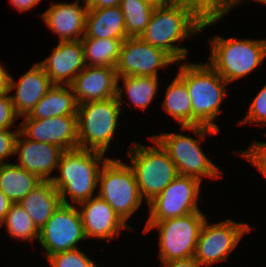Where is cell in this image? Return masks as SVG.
Wrapping results in <instances>:
<instances>
[{
  "mask_svg": "<svg viewBox=\"0 0 266 267\" xmlns=\"http://www.w3.org/2000/svg\"><path fill=\"white\" fill-rule=\"evenodd\" d=\"M210 40L211 55L208 64L228 83L248 75L266 57V39L241 40L217 36Z\"/></svg>",
  "mask_w": 266,
  "mask_h": 267,
  "instance_id": "cell-5",
  "label": "cell"
},
{
  "mask_svg": "<svg viewBox=\"0 0 266 267\" xmlns=\"http://www.w3.org/2000/svg\"><path fill=\"white\" fill-rule=\"evenodd\" d=\"M52 86L50 78L39 63H35L19 82L9 74L8 92L16 89V94L11 96L16 114L19 117L28 115Z\"/></svg>",
  "mask_w": 266,
  "mask_h": 267,
  "instance_id": "cell-19",
  "label": "cell"
},
{
  "mask_svg": "<svg viewBox=\"0 0 266 267\" xmlns=\"http://www.w3.org/2000/svg\"><path fill=\"white\" fill-rule=\"evenodd\" d=\"M61 203L59 191L51 181H42L18 202L38 230L46 224Z\"/></svg>",
  "mask_w": 266,
  "mask_h": 267,
  "instance_id": "cell-23",
  "label": "cell"
},
{
  "mask_svg": "<svg viewBox=\"0 0 266 267\" xmlns=\"http://www.w3.org/2000/svg\"><path fill=\"white\" fill-rule=\"evenodd\" d=\"M201 182L193 177L178 175L150 202L147 223H156L200 211L197 206Z\"/></svg>",
  "mask_w": 266,
  "mask_h": 267,
  "instance_id": "cell-10",
  "label": "cell"
},
{
  "mask_svg": "<svg viewBox=\"0 0 266 267\" xmlns=\"http://www.w3.org/2000/svg\"><path fill=\"white\" fill-rule=\"evenodd\" d=\"M8 78L9 74L0 64V95L8 92Z\"/></svg>",
  "mask_w": 266,
  "mask_h": 267,
  "instance_id": "cell-40",
  "label": "cell"
},
{
  "mask_svg": "<svg viewBox=\"0 0 266 267\" xmlns=\"http://www.w3.org/2000/svg\"><path fill=\"white\" fill-rule=\"evenodd\" d=\"M87 10V4L81 7L79 0L74 3H55L41 17L59 35V41H76L84 37Z\"/></svg>",
  "mask_w": 266,
  "mask_h": 267,
  "instance_id": "cell-20",
  "label": "cell"
},
{
  "mask_svg": "<svg viewBox=\"0 0 266 267\" xmlns=\"http://www.w3.org/2000/svg\"><path fill=\"white\" fill-rule=\"evenodd\" d=\"M124 40L83 37L81 43L84 49L85 65L115 68Z\"/></svg>",
  "mask_w": 266,
  "mask_h": 267,
  "instance_id": "cell-26",
  "label": "cell"
},
{
  "mask_svg": "<svg viewBox=\"0 0 266 267\" xmlns=\"http://www.w3.org/2000/svg\"><path fill=\"white\" fill-rule=\"evenodd\" d=\"M63 151L62 148L55 144L28 139L19 131L14 150V155L19 153V163L15 164L37 175L42 181H51L54 176H50V174L57 169Z\"/></svg>",
  "mask_w": 266,
  "mask_h": 267,
  "instance_id": "cell-15",
  "label": "cell"
},
{
  "mask_svg": "<svg viewBox=\"0 0 266 267\" xmlns=\"http://www.w3.org/2000/svg\"><path fill=\"white\" fill-rule=\"evenodd\" d=\"M20 131L38 142L55 144L65 150L78 148L77 115H65L45 119L23 116Z\"/></svg>",
  "mask_w": 266,
  "mask_h": 267,
  "instance_id": "cell-14",
  "label": "cell"
},
{
  "mask_svg": "<svg viewBox=\"0 0 266 267\" xmlns=\"http://www.w3.org/2000/svg\"><path fill=\"white\" fill-rule=\"evenodd\" d=\"M20 128L15 132H11L9 129H0V164L6 163L9 156L14 154L15 141Z\"/></svg>",
  "mask_w": 266,
  "mask_h": 267,
  "instance_id": "cell-35",
  "label": "cell"
},
{
  "mask_svg": "<svg viewBox=\"0 0 266 267\" xmlns=\"http://www.w3.org/2000/svg\"><path fill=\"white\" fill-rule=\"evenodd\" d=\"M123 81V87L117 85V99L122 103V93L125 90L128 99L134 104V107L144 109L154 99L158 89V77L153 76H118Z\"/></svg>",
  "mask_w": 266,
  "mask_h": 267,
  "instance_id": "cell-27",
  "label": "cell"
},
{
  "mask_svg": "<svg viewBox=\"0 0 266 267\" xmlns=\"http://www.w3.org/2000/svg\"><path fill=\"white\" fill-rule=\"evenodd\" d=\"M203 23L179 0L156 5L144 33L140 36L154 47L163 49L176 62L186 58L187 49L174 43L203 30Z\"/></svg>",
  "mask_w": 266,
  "mask_h": 267,
  "instance_id": "cell-1",
  "label": "cell"
},
{
  "mask_svg": "<svg viewBox=\"0 0 266 267\" xmlns=\"http://www.w3.org/2000/svg\"><path fill=\"white\" fill-rule=\"evenodd\" d=\"M12 5L19 11H27L33 8L41 0H9Z\"/></svg>",
  "mask_w": 266,
  "mask_h": 267,
  "instance_id": "cell-38",
  "label": "cell"
},
{
  "mask_svg": "<svg viewBox=\"0 0 266 267\" xmlns=\"http://www.w3.org/2000/svg\"><path fill=\"white\" fill-rule=\"evenodd\" d=\"M12 204L9 198L0 190V224L4 220Z\"/></svg>",
  "mask_w": 266,
  "mask_h": 267,
  "instance_id": "cell-39",
  "label": "cell"
},
{
  "mask_svg": "<svg viewBox=\"0 0 266 267\" xmlns=\"http://www.w3.org/2000/svg\"><path fill=\"white\" fill-rule=\"evenodd\" d=\"M121 105L117 97L78 104V148L105 154L119 123Z\"/></svg>",
  "mask_w": 266,
  "mask_h": 267,
  "instance_id": "cell-6",
  "label": "cell"
},
{
  "mask_svg": "<svg viewBox=\"0 0 266 267\" xmlns=\"http://www.w3.org/2000/svg\"><path fill=\"white\" fill-rule=\"evenodd\" d=\"M88 8H107L120 6L121 0H83Z\"/></svg>",
  "mask_w": 266,
  "mask_h": 267,
  "instance_id": "cell-37",
  "label": "cell"
},
{
  "mask_svg": "<svg viewBox=\"0 0 266 267\" xmlns=\"http://www.w3.org/2000/svg\"><path fill=\"white\" fill-rule=\"evenodd\" d=\"M115 68L86 66L70 85L77 104L106 100L117 95Z\"/></svg>",
  "mask_w": 266,
  "mask_h": 267,
  "instance_id": "cell-18",
  "label": "cell"
},
{
  "mask_svg": "<svg viewBox=\"0 0 266 267\" xmlns=\"http://www.w3.org/2000/svg\"><path fill=\"white\" fill-rule=\"evenodd\" d=\"M162 264L164 265L162 267H201L200 263L195 259V257L172 260Z\"/></svg>",
  "mask_w": 266,
  "mask_h": 267,
  "instance_id": "cell-36",
  "label": "cell"
},
{
  "mask_svg": "<svg viewBox=\"0 0 266 267\" xmlns=\"http://www.w3.org/2000/svg\"><path fill=\"white\" fill-rule=\"evenodd\" d=\"M47 258L51 264L49 267H97L79 248L58 252Z\"/></svg>",
  "mask_w": 266,
  "mask_h": 267,
  "instance_id": "cell-31",
  "label": "cell"
},
{
  "mask_svg": "<svg viewBox=\"0 0 266 267\" xmlns=\"http://www.w3.org/2000/svg\"><path fill=\"white\" fill-rule=\"evenodd\" d=\"M162 105L165 112L181 124V130L193 131L200 139H205L208 132H219L205 126L192 127L191 99L186 84L178 76L169 84Z\"/></svg>",
  "mask_w": 266,
  "mask_h": 267,
  "instance_id": "cell-21",
  "label": "cell"
},
{
  "mask_svg": "<svg viewBox=\"0 0 266 267\" xmlns=\"http://www.w3.org/2000/svg\"><path fill=\"white\" fill-rule=\"evenodd\" d=\"M84 37L126 39L127 32L120 6L88 8Z\"/></svg>",
  "mask_w": 266,
  "mask_h": 267,
  "instance_id": "cell-22",
  "label": "cell"
},
{
  "mask_svg": "<svg viewBox=\"0 0 266 267\" xmlns=\"http://www.w3.org/2000/svg\"><path fill=\"white\" fill-rule=\"evenodd\" d=\"M53 85L70 86L86 65L81 40L59 41L52 54L39 62Z\"/></svg>",
  "mask_w": 266,
  "mask_h": 267,
  "instance_id": "cell-16",
  "label": "cell"
},
{
  "mask_svg": "<svg viewBox=\"0 0 266 267\" xmlns=\"http://www.w3.org/2000/svg\"><path fill=\"white\" fill-rule=\"evenodd\" d=\"M202 23V28L215 24L241 0H179Z\"/></svg>",
  "mask_w": 266,
  "mask_h": 267,
  "instance_id": "cell-29",
  "label": "cell"
},
{
  "mask_svg": "<svg viewBox=\"0 0 266 267\" xmlns=\"http://www.w3.org/2000/svg\"><path fill=\"white\" fill-rule=\"evenodd\" d=\"M9 92L0 95V129H9L14 125V120L19 116L13 107L11 95Z\"/></svg>",
  "mask_w": 266,
  "mask_h": 267,
  "instance_id": "cell-34",
  "label": "cell"
},
{
  "mask_svg": "<svg viewBox=\"0 0 266 267\" xmlns=\"http://www.w3.org/2000/svg\"><path fill=\"white\" fill-rule=\"evenodd\" d=\"M80 216L85 237L113 239L122 229H131L115 213L112 207L97 194L86 201L80 202Z\"/></svg>",
  "mask_w": 266,
  "mask_h": 267,
  "instance_id": "cell-17",
  "label": "cell"
},
{
  "mask_svg": "<svg viewBox=\"0 0 266 267\" xmlns=\"http://www.w3.org/2000/svg\"><path fill=\"white\" fill-rule=\"evenodd\" d=\"M155 145L145 146L134 142L128 149L133 170L141 197L150 202L161 193L178 175L176 165L166 150L152 136L149 138Z\"/></svg>",
  "mask_w": 266,
  "mask_h": 267,
  "instance_id": "cell-4",
  "label": "cell"
},
{
  "mask_svg": "<svg viewBox=\"0 0 266 267\" xmlns=\"http://www.w3.org/2000/svg\"><path fill=\"white\" fill-rule=\"evenodd\" d=\"M150 1H152L156 5H159V4L170 3V2H173V1H176V0H150Z\"/></svg>",
  "mask_w": 266,
  "mask_h": 267,
  "instance_id": "cell-41",
  "label": "cell"
},
{
  "mask_svg": "<svg viewBox=\"0 0 266 267\" xmlns=\"http://www.w3.org/2000/svg\"><path fill=\"white\" fill-rule=\"evenodd\" d=\"M189 92L192 105V127L205 126L219 131L214 123L226 93L225 81L208 63L182 64L177 75Z\"/></svg>",
  "mask_w": 266,
  "mask_h": 267,
  "instance_id": "cell-2",
  "label": "cell"
},
{
  "mask_svg": "<svg viewBox=\"0 0 266 267\" xmlns=\"http://www.w3.org/2000/svg\"><path fill=\"white\" fill-rule=\"evenodd\" d=\"M166 150L180 175L202 181V177L217 179L222 172L201 150L199 139L184 134L163 133L152 136Z\"/></svg>",
  "mask_w": 266,
  "mask_h": 267,
  "instance_id": "cell-9",
  "label": "cell"
},
{
  "mask_svg": "<svg viewBox=\"0 0 266 267\" xmlns=\"http://www.w3.org/2000/svg\"><path fill=\"white\" fill-rule=\"evenodd\" d=\"M77 102L71 86L53 85L34 106L28 116L32 119L77 115Z\"/></svg>",
  "mask_w": 266,
  "mask_h": 267,
  "instance_id": "cell-24",
  "label": "cell"
},
{
  "mask_svg": "<svg viewBox=\"0 0 266 267\" xmlns=\"http://www.w3.org/2000/svg\"><path fill=\"white\" fill-rule=\"evenodd\" d=\"M5 225L8 233L16 239L31 240L39 239V230L33 224L26 210L18 203L10 206L0 227Z\"/></svg>",
  "mask_w": 266,
  "mask_h": 267,
  "instance_id": "cell-30",
  "label": "cell"
},
{
  "mask_svg": "<svg viewBox=\"0 0 266 267\" xmlns=\"http://www.w3.org/2000/svg\"><path fill=\"white\" fill-rule=\"evenodd\" d=\"M239 155L252 163L266 177V142H253L247 150L239 151Z\"/></svg>",
  "mask_w": 266,
  "mask_h": 267,
  "instance_id": "cell-33",
  "label": "cell"
},
{
  "mask_svg": "<svg viewBox=\"0 0 266 267\" xmlns=\"http://www.w3.org/2000/svg\"><path fill=\"white\" fill-rule=\"evenodd\" d=\"M254 122L266 125V84L250 103L247 115L239 124Z\"/></svg>",
  "mask_w": 266,
  "mask_h": 267,
  "instance_id": "cell-32",
  "label": "cell"
},
{
  "mask_svg": "<svg viewBox=\"0 0 266 267\" xmlns=\"http://www.w3.org/2000/svg\"><path fill=\"white\" fill-rule=\"evenodd\" d=\"M250 230L248 224L237 223L231 219L212 225L205 220L199 232L195 259L205 267L226 260L242 236Z\"/></svg>",
  "mask_w": 266,
  "mask_h": 267,
  "instance_id": "cell-11",
  "label": "cell"
},
{
  "mask_svg": "<svg viewBox=\"0 0 266 267\" xmlns=\"http://www.w3.org/2000/svg\"><path fill=\"white\" fill-rule=\"evenodd\" d=\"M156 4L150 0H121L125 28L128 37H140L155 10Z\"/></svg>",
  "mask_w": 266,
  "mask_h": 267,
  "instance_id": "cell-28",
  "label": "cell"
},
{
  "mask_svg": "<svg viewBox=\"0 0 266 267\" xmlns=\"http://www.w3.org/2000/svg\"><path fill=\"white\" fill-rule=\"evenodd\" d=\"M254 1H257V2H260V3H266V0H254Z\"/></svg>",
  "mask_w": 266,
  "mask_h": 267,
  "instance_id": "cell-42",
  "label": "cell"
},
{
  "mask_svg": "<svg viewBox=\"0 0 266 267\" xmlns=\"http://www.w3.org/2000/svg\"><path fill=\"white\" fill-rule=\"evenodd\" d=\"M98 185V196L127 224L126 220L143 201L131 167L121 160L108 158L100 170Z\"/></svg>",
  "mask_w": 266,
  "mask_h": 267,
  "instance_id": "cell-7",
  "label": "cell"
},
{
  "mask_svg": "<svg viewBox=\"0 0 266 267\" xmlns=\"http://www.w3.org/2000/svg\"><path fill=\"white\" fill-rule=\"evenodd\" d=\"M174 62L163 49L150 45L141 37H128L121 44L115 70L118 76L158 77L159 68Z\"/></svg>",
  "mask_w": 266,
  "mask_h": 267,
  "instance_id": "cell-13",
  "label": "cell"
},
{
  "mask_svg": "<svg viewBox=\"0 0 266 267\" xmlns=\"http://www.w3.org/2000/svg\"><path fill=\"white\" fill-rule=\"evenodd\" d=\"M104 157L102 152L82 148L63 151L57 165L60 175L51 180L63 204H71L66 193L78 204L94 197L100 170L108 159Z\"/></svg>",
  "mask_w": 266,
  "mask_h": 267,
  "instance_id": "cell-3",
  "label": "cell"
},
{
  "mask_svg": "<svg viewBox=\"0 0 266 267\" xmlns=\"http://www.w3.org/2000/svg\"><path fill=\"white\" fill-rule=\"evenodd\" d=\"M42 180L15 163L0 164V190L14 204L18 203Z\"/></svg>",
  "mask_w": 266,
  "mask_h": 267,
  "instance_id": "cell-25",
  "label": "cell"
},
{
  "mask_svg": "<svg viewBox=\"0 0 266 267\" xmlns=\"http://www.w3.org/2000/svg\"><path fill=\"white\" fill-rule=\"evenodd\" d=\"M206 220L203 212H192L172 219L146 223L144 232L159 229L161 263L194 257L201 227Z\"/></svg>",
  "mask_w": 266,
  "mask_h": 267,
  "instance_id": "cell-8",
  "label": "cell"
},
{
  "mask_svg": "<svg viewBox=\"0 0 266 267\" xmlns=\"http://www.w3.org/2000/svg\"><path fill=\"white\" fill-rule=\"evenodd\" d=\"M86 239L79 209L73 204H63L55 210L39 230L38 241L46 251L45 256L78 249L76 245Z\"/></svg>",
  "mask_w": 266,
  "mask_h": 267,
  "instance_id": "cell-12",
  "label": "cell"
}]
</instances>
